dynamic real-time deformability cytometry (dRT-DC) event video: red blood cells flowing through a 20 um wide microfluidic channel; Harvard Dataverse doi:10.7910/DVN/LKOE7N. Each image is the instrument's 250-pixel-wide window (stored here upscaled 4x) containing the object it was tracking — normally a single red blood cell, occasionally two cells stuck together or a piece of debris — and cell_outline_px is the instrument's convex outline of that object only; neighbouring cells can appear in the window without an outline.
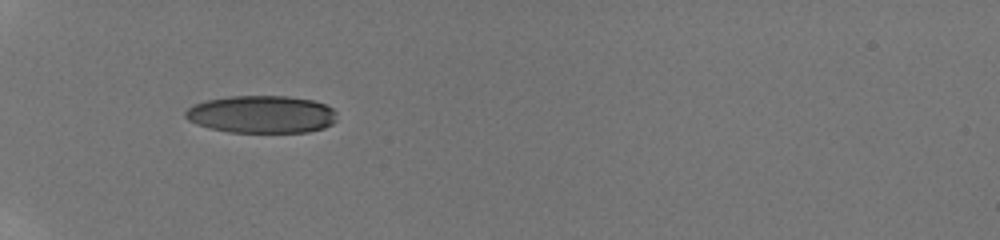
{"species": "human", "species_latin": "Homo sapiens", "temperature_condition": "room temperature", "stored_images_in_passage": 2, "camera_frame_rate_fps": 3000, "um_per_image_px": 0.085, "donor": {"sex": "male"}, "frame": {"image": 1, "passage_image": 1, "time_ms": 0.0, "image_size_px": [1000, 240], "cell_outline_px": [[336, 120], [332, 124], [324, 128], [308, 132], [228, 132], [208, 128], [196, 124], [188, 120], [184, 116], [184, 112], [192, 104], [208, 100], [228, 96], [288, 96], [312, 100], [324, 104], [332, 108], [336, 112]], "centroid_in_image_um": [22.21, 9.72], "position_along_channel_um": 62.8, "area_um2": 33.35}}